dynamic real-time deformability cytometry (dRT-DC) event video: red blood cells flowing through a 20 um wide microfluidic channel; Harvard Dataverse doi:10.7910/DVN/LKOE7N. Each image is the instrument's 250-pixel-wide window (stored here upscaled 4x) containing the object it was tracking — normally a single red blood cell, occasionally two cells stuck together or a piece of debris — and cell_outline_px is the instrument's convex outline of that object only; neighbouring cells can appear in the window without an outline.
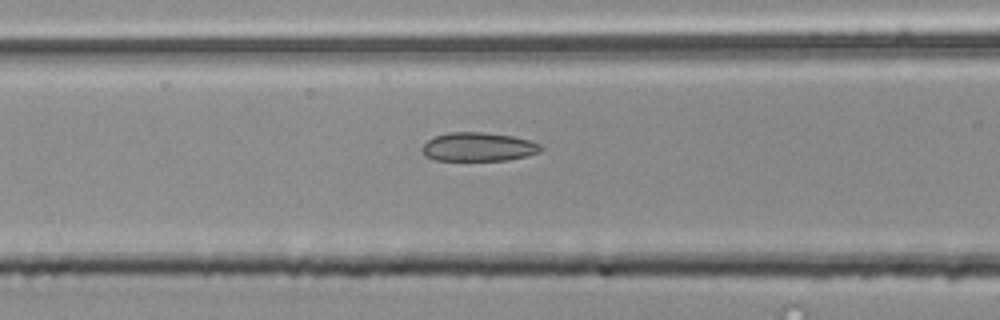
{"species": "common noctule bat (a hibernating species)", "species_latin": "Nyctalus noctula", "temperature_condition": "room temperature", "stored_images_in_passage": 30, "camera_frame_rate_fps": 3000, "um_per_image_px": 0.085, "animal": {"sex": "male", "body_mass_g": 20.4}, "frame": {"image": 1, "passage_image": 15, "time_ms": 4.667, "image_size_px": [1000, 320], "cell_outline_px": [[544, 148], [540, 152], [528, 156], [508, 160], [436, 160], [428, 156], [420, 148], [428, 140], [436, 136], [448, 132], [484, 132], [512, 136], [528, 140], [540, 144]], "centroid_in_image_um": [40.7, 12.48], "position_along_channel_um": 125.9, "area_um2": 19.83}}
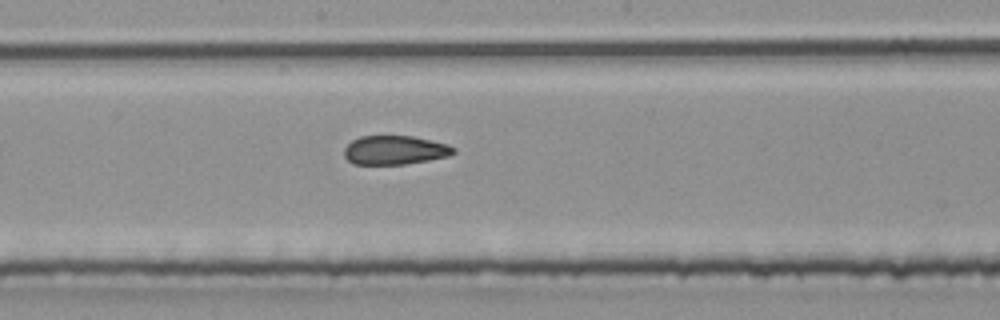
{"frame": {"image": 2, "passage_image": 22, "time_ms": 7.0, "image_size_px": [1000, 320], "cell_outline_px": [[456, 152], [448, 156], [428, 160], [404, 164], [352, 164], [344, 156], [344, 148], [352, 140], [360, 136], [412, 136], [448, 144], [456, 148]], "centroid_in_image_um": [33.55, 12.76], "position_along_channel_um": 214.6, "area_um2": 18.44}}
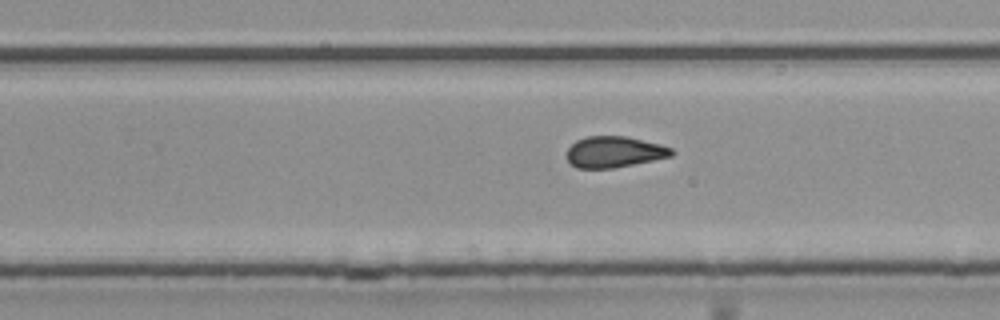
{"frame": {"image": 3, "passage_image": 27, "time_ms": 8.667, "image_size_px": [1000, 320], "cell_outline_px": [[676, 152], [672, 156], [612, 168], [576, 168], [564, 156], [568, 148], [576, 140], [588, 136], [624, 136], [660, 144], [672, 148]], "centroid_in_image_um": [52.19, 12.91], "position_along_channel_um": 277.6, "area_um2": 18.96}}